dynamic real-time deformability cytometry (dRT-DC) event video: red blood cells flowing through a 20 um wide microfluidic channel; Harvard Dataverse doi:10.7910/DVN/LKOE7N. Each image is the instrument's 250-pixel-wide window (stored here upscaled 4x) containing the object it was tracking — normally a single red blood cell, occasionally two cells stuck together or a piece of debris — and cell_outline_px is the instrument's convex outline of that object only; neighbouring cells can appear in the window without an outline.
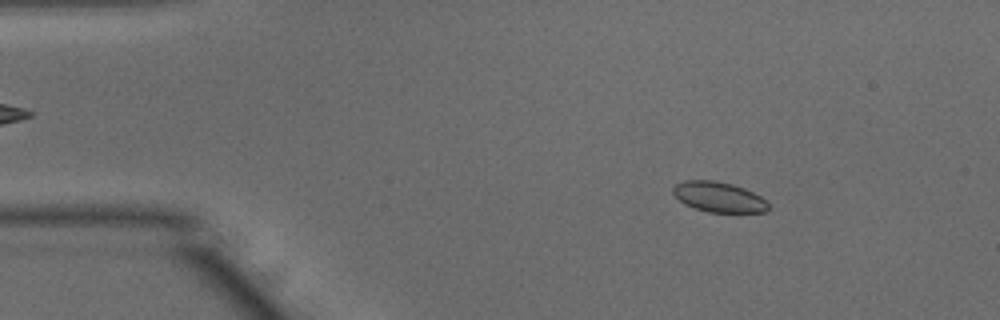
{"species": "common noctule bat (a hibernating species)", "species_latin": "Nyctalus noctula", "temperature_condition": "warm", "stored_images_in_passage": 51, "camera_frame_rate_fps": 3000, "um_per_image_px": 0.085, "animal": {"sex": "male", "body_mass_g": 15.6}, "frame": {"image": 1, "passage_image": 7, "time_ms": 2.0, "image_size_px": [1000, 320], "cell_outline_px": [[768, 212], [708, 212], [684, 204], [672, 192], [672, 188], [676, 184], [684, 180], [712, 180], [732, 184], [744, 188], [760, 196], [768, 204]], "centroid_in_image_um": [61.08, 16.74], "position_along_channel_um": 23.9, "area_um2": 16.65}}
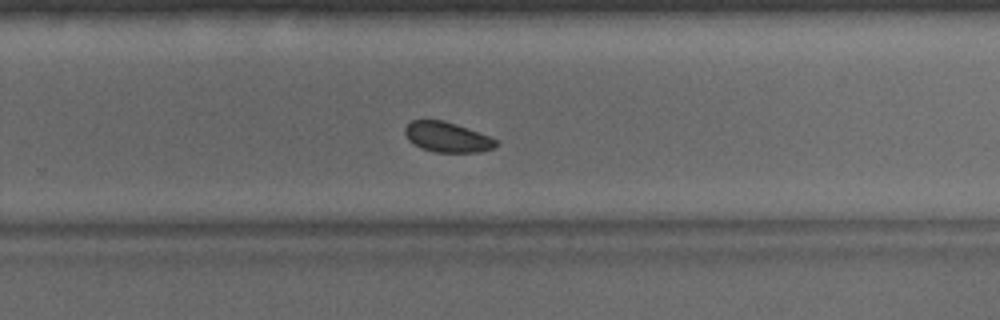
{"frame": {"image": 2, "passage_image": 33, "time_ms": 10.667, "image_size_px": [1000, 320], "cell_outline_px": [[500, 144], [496, 148], [480, 152], [436, 152], [420, 148], [412, 144], [408, 140], [404, 132], [404, 128], [412, 120], [444, 120], [456, 124], [488, 136], [496, 140]], "centroid_in_image_um": [38.0, 11.66], "position_along_channel_um": 291.8, "area_um2": 16.07}}
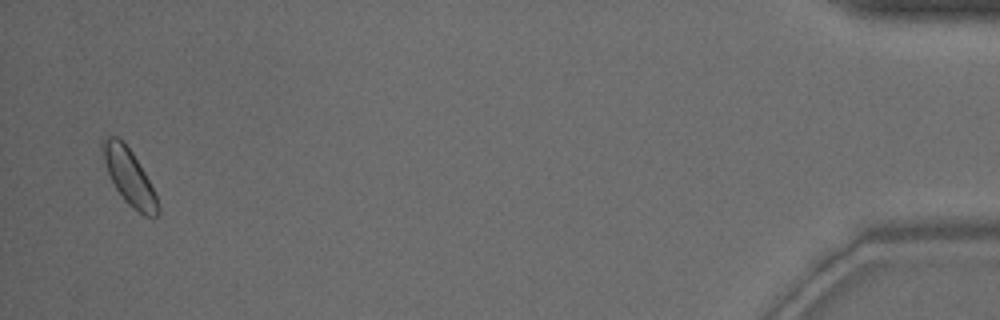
{"frame": {"image": 3, "passage_image": 50, "time_ms": 16.333, "image_size_px": [1000, 320], "cell_outline_px": [[160, 212], [156, 216], [144, 216], [132, 208], [124, 200], [116, 188], [108, 172], [100, 148], [100, 140], [108, 136], [120, 136], [132, 152], [144, 172], [156, 196], [160, 208]], "centroid_in_image_um": [10.96, 15.0], "position_along_channel_um": 424.2, "area_um2": 17.86}, "authors_computed_cell_mechanics": {"area_um2": 16.9932, "velocity_mm_per_s": 3.8682, "shape_relaxation_time_tau1_ms": null, "shape_relaxation_time_tau2_ms": 3.1976, "deformation_change_tau1": null, "deformation_change_tau2": 0.0649}}